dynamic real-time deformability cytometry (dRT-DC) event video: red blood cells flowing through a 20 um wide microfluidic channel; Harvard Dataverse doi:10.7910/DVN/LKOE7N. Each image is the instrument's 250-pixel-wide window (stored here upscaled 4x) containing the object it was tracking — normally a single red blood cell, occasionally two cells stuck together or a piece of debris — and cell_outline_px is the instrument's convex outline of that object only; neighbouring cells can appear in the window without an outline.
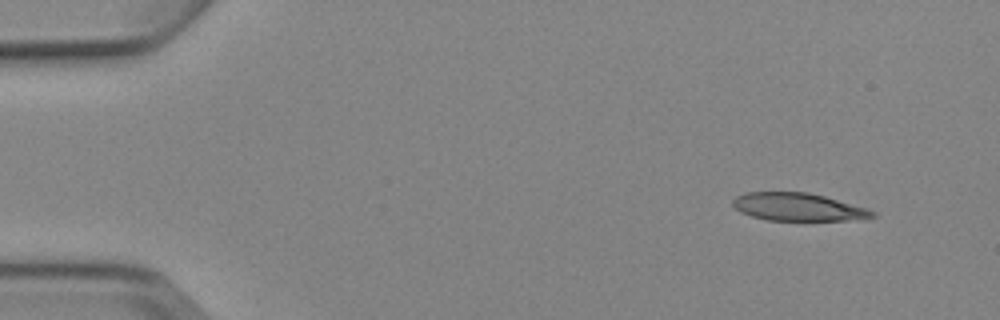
{"species": "Egyptian fruit bat (a non-hibernating species)", "species_latin": "Rousettus aegyptiacus", "temperature_condition": "cold", "stored_images_in_passage": 4, "camera_frame_rate_fps": 3000, "um_per_image_px": 0.085, "animal": {"sex": "female"}, "frame": {"image": 1, "passage_image": 1, "time_ms": 0.0, "image_size_px": [1000, 320], "cell_outline_px": [[876, 216], [844, 220], [768, 220], [752, 216], [740, 212], [732, 204], [732, 200], [736, 196], [744, 192], [808, 192], [824, 196], [868, 208], [876, 212]], "centroid_in_image_um": [67.8, 17.58], "position_along_channel_um": 17.2, "area_um2": 22.48}}
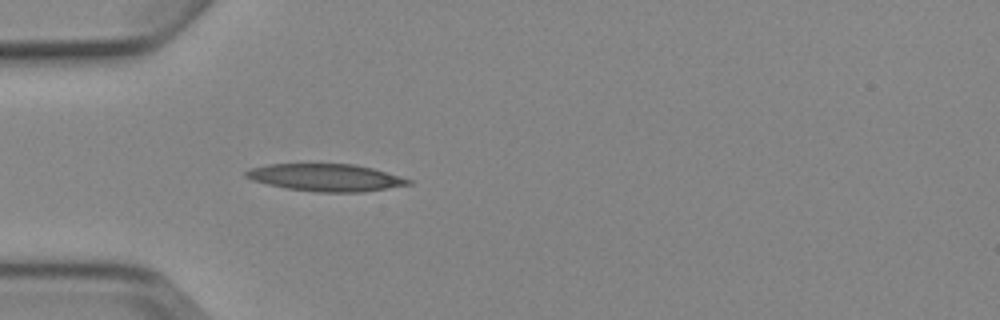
{"frame": {"image": 2, "passage_image": 4, "time_ms": 3.667, "image_size_px": [1000, 320], "cell_outline_px": [[412, 184], [360, 192], [316, 192], [288, 188], [268, 184], [252, 180], [244, 176], [244, 172], [252, 168], [268, 164], [352, 164], [372, 168], [412, 180]], "centroid_in_image_um": [27.67, 15.09], "position_along_channel_um": 57.3, "area_um2": 25.49}}